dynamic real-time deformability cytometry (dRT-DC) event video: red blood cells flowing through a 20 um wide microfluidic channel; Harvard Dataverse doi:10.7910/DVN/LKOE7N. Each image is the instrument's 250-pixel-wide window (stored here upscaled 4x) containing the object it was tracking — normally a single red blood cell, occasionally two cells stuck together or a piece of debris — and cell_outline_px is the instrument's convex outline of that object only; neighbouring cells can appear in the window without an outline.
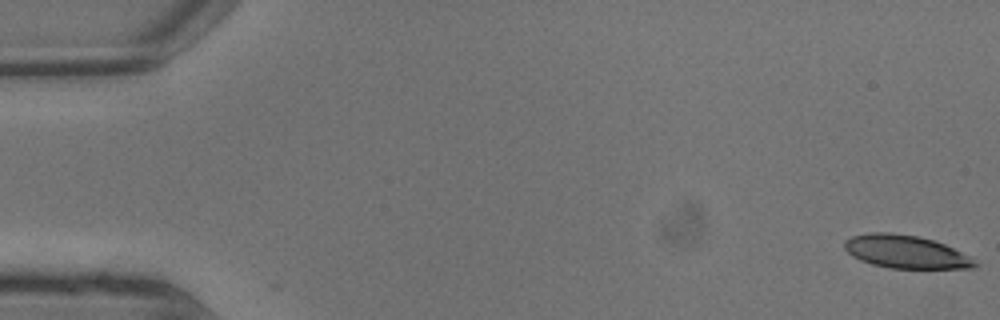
{"species": "common noctule bat (a hibernating species)", "species_latin": "Nyctalus noctula", "temperature_condition": "warm", "stored_images_in_passage": 6, "camera_frame_rate_fps": 3000, "um_per_image_px": 0.085, "animal": {"sex": "male", "body_mass_g": 13.3}, "frame": {"image": 1, "passage_image": 1, "time_ms": 0.0, "image_size_px": [1000, 320], "cell_outline_px": [[980, 264], [972, 268], [888, 268], [872, 264], [860, 260], [852, 256], [844, 248], [844, 240], [852, 236], [872, 232], [892, 232], [916, 236], [932, 240], [944, 244], [976, 260]], "centroid_in_image_um": [76.96, 21.4], "position_along_channel_um": 8.0, "area_um2": 24.97}}